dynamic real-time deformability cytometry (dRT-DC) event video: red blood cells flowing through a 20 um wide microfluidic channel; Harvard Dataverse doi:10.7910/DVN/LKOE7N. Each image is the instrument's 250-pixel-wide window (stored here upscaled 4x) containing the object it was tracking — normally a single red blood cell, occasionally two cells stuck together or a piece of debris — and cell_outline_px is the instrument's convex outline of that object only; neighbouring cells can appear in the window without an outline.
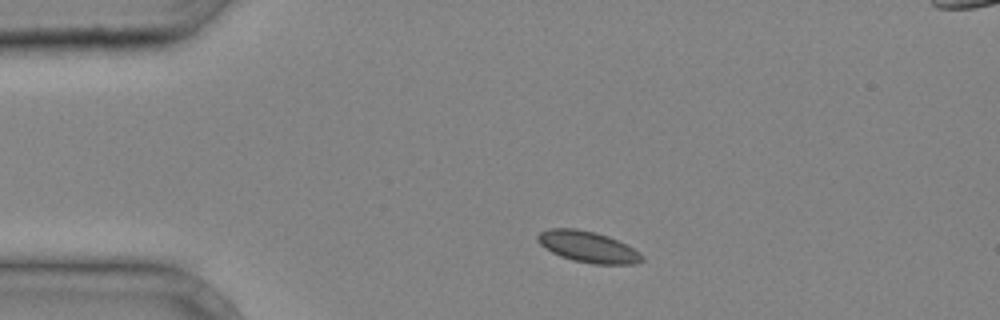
{"species": "common noctule bat (a hibernating species)", "species_latin": "Nyctalus noctula", "temperature_condition": "cold", "stored_images_in_passage": 3, "segment_of_instrument_passage": [1, 2], "camera_frame_rate_fps": 3000, "um_per_image_px": 0.085, "animal": {"sex": "male", "body_mass_g": 20.4}, "frame": {"image": 1, "passage_image": 1, "time_ms": 0.0, "image_size_px": [1000, 320], "cell_outline_px": [[644, 260], [632, 264], [592, 264], [560, 256], [544, 248], [536, 240], [536, 236], [540, 232], [548, 228], [576, 228], [596, 232], [608, 236], [640, 252], [644, 256]], "centroid_in_image_um": [49.95, 20.97], "position_along_channel_um": 35.1, "area_um2": 18.9}}